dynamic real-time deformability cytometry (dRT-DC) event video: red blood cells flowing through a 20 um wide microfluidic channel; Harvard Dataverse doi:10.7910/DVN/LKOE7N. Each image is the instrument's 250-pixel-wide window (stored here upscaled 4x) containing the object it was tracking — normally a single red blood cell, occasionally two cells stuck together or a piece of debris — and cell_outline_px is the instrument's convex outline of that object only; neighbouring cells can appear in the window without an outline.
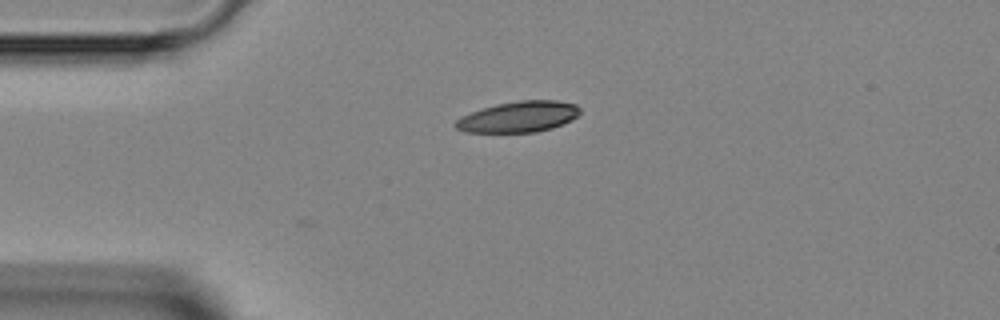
{"species": "Egyptian fruit bat (a non-hibernating species)", "species_latin": "Rousettus aegyptiacus", "temperature_condition": "room temperature", "stored_images_in_passage": 2, "camera_frame_rate_fps": 3000, "um_per_image_px": 0.085, "animal": {"sex": "female"}, "frame": {"image": 1, "passage_image": 2, "time_ms": 0.333, "image_size_px": [1000, 320], "cell_outline_px": [[580, 112], [572, 120], [552, 128], [536, 132], [464, 132], [456, 128], [452, 124], [460, 116], [496, 104], [520, 100], [556, 100], [576, 104], [580, 108]], "centroid_in_image_um": [44.07, 9.93], "position_along_channel_um": 40.9, "area_um2": 22.43}}